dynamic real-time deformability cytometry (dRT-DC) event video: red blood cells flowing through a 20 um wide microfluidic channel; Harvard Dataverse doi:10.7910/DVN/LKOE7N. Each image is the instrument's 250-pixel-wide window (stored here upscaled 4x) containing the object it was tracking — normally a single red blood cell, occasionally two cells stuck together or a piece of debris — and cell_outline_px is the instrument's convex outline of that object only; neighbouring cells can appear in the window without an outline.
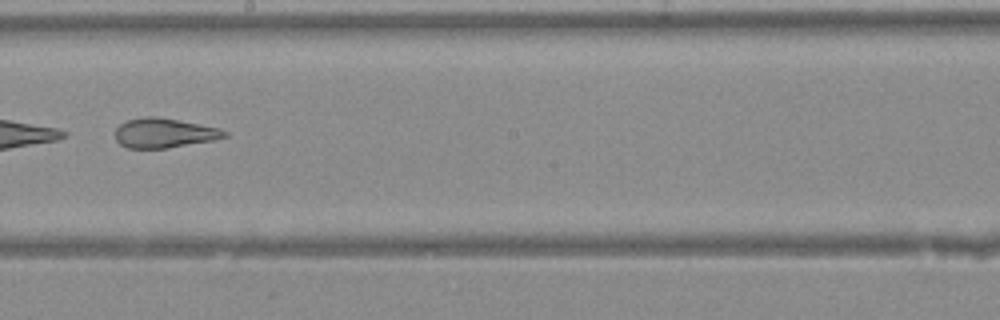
{"species": "Egyptian fruit bat (a non-hibernating species)", "species_latin": "Rousettus aegyptiacus", "temperature_condition": "warm", "stored_images_in_passage": 29, "camera_frame_rate_fps": 3000, "um_per_image_px": 0.085, "animal": {"sex": "female"}, "frame": {"image": 1, "passage_image": 13, "time_ms": 4.0, "image_size_px": [1000, 320], "cell_outline_px": [[228, 136], [212, 140], [164, 148], [128, 148], [120, 144], [116, 140], [116, 128], [120, 124], [128, 120], [144, 116], [152, 116], [176, 120], [220, 128], [228, 132]], "centroid_in_image_um": [13.93, 11.3], "position_along_channel_um": 234.3, "area_um2": 18.5}}